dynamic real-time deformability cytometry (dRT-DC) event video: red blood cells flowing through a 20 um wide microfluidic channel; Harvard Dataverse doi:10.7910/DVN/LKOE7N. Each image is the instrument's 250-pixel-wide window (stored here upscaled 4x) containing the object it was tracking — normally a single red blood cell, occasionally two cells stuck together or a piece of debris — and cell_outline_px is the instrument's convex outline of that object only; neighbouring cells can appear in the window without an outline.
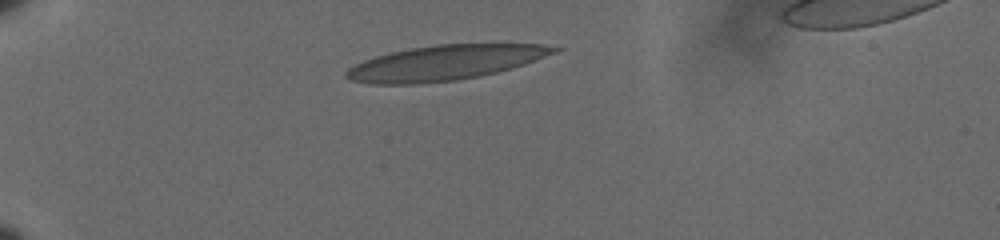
{"species": "human", "species_latin": "Homo sapiens", "temperature_condition": "cold", "stored_images_in_passage": 17, "camera_frame_rate_fps": 3000, "um_per_image_px": 0.085, "donor": {"sex": "male"}, "frame": {"image": 1, "passage_image": 1, "time_ms": 0.0, "image_size_px": [1000, 240], "cell_outline_px": [[560, 48], [552, 52], [532, 60], [496, 72], [456, 80], [412, 84], [372, 84], [352, 80], [344, 76], [344, 72], [348, 68], [364, 60], [376, 56], [392, 52], [412, 48], [436, 44], [540, 44]], "centroid_in_image_um": [37.69, 5.33], "position_along_channel_um": 47.3, "area_um2": 41.21}}
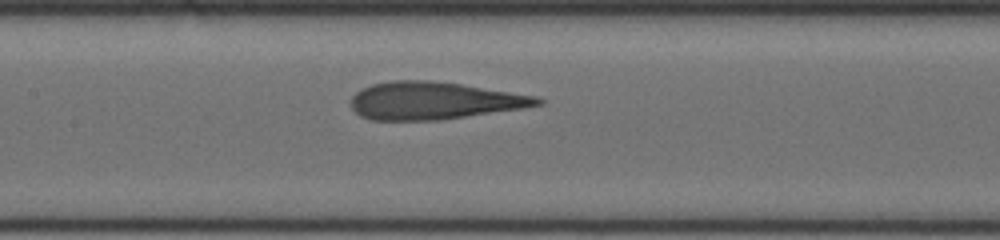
{"frame": {"image": 2, "passage_image": 10, "time_ms": 3.0, "image_size_px": [1000, 240], "cell_outline_px": [[544, 104], [524, 108], [440, 120], [372, 120], [360, 116], [352, 108], [352, 96], [356, 92], [372, 84], [392, 80], [432, 80], [460, 84], [536, 96], [544, 100]], "centroid_in_image_um": [36.89, 8.56], "position_along_channel_um": 170.5, "area_um2": 40.63}}
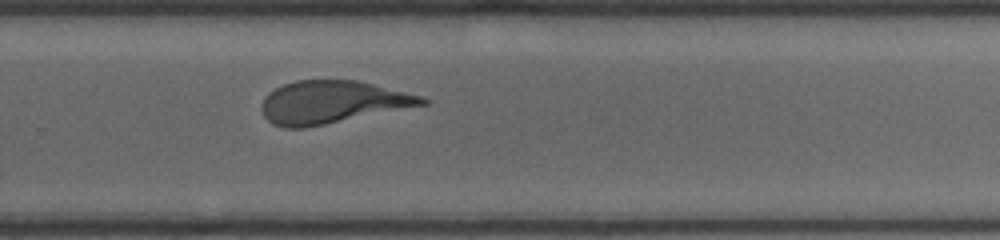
{"frame": {"image": 3, "passage_image": 17, "time_ms": 5.333, "image_size_px": [1000, 240], "cell_outline_px": [[428, 104], [304, 128], [284, 128], [272, 124], [264, 116], [260, 108], [260, 104], [264, 96], [268, 92], [284, 84], [296, 80], [356, 80], [420, 96], [428, 100]], "centroid_in_image_um": [28.15, 8.69], "position_along_channel_um": 301.6, "area_um2": 39.59}}